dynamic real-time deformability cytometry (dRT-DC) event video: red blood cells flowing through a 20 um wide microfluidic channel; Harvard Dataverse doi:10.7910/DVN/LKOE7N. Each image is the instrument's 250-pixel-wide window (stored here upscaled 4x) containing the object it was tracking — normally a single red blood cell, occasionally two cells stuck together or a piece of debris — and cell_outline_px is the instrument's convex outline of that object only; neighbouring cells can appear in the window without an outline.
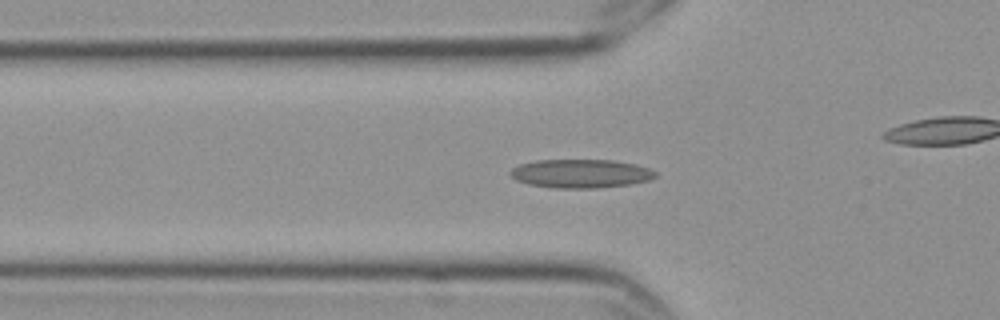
{"species": "Egyptian fruit bat (a non-hibernating species)", "species_latin": "Rousettus aegyptiacus", "temperature_condition": "cold", "stored_images_in_passage": 58, "camera_frame_rate_fps": 3000, "um_per_image_px": 0.085, "frame": {"image": 1, "passage_image": 19, "time_ms": 6.0, "image_size_px": [1000, 320], "cell_outline_px": [[656, 176], [652, 180], [632, 184], [600, 188], [556, 188], [528, 184], [516, 180], [508, 172], [512, 168], [520, 164], [536, 160], [612, 160], [632, 164], [648, 168], [656, 172]], "centroid_in_image_um": [49.36, 14.76], "position_along_channel_um": 76.4, "area_um2": 24.28}}
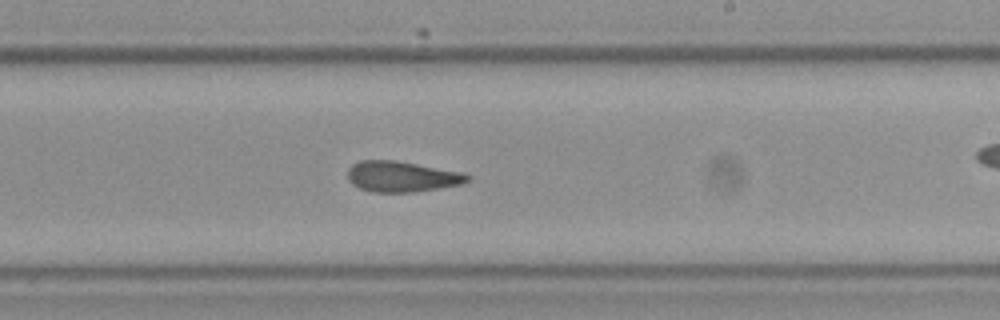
{"frame": {"image": 2, "passage_image": 34, "time_ms": 11.0, "image_size_px": [1000, 320], "cell_outline_px": [[472, 176], [464, 184], [412, 192], [372, 192], [360, 188], [352, 184], [348, 180], [348, 168], [352, 164], [360, 160], [396, 160], [464, 172]], "centroid_in_image_um": [34.17, 15.0], "position_along_channel_um": 254.8, "area_um2": 21.62}}
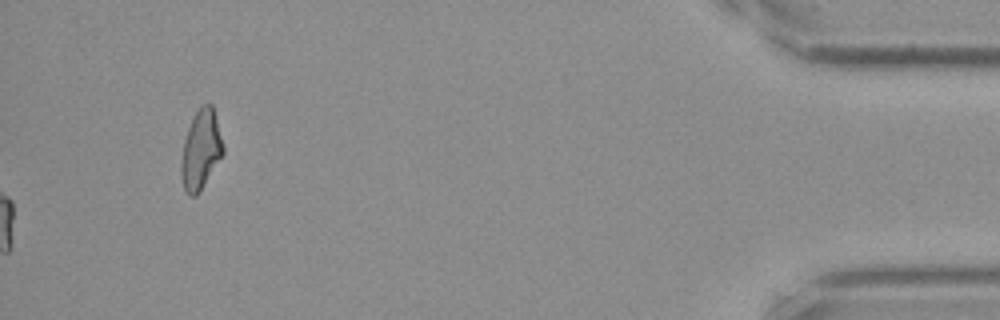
{"frame": {"image": 3, "passage_image": 58, "time_ms": 19.0, "image_size_px": [1000, 320], "cell_outline_px": [[224, 152], [200, 192], [196, 196], [188, 196], [184, 188], [180, 172], [180, 164], [184, 140], [188, 128], [200, 104], [212, 104], [224, 144]], "centroid_in_image_um": [17.07, 12.74], "position_along_channel_um": 418.1, "area_um2": 19.42}, "authors_computed_cell_mechanics": {"area_um2": 21.6172, "velocity_mm_per_s": 3.547, "shape_relaxation_time_tau1_ms": null, "shape_relaxation_time_tau2_ms": 4.9633, "deformation_change_tau1": null, "deformation_change_tau2": 0.1403}}